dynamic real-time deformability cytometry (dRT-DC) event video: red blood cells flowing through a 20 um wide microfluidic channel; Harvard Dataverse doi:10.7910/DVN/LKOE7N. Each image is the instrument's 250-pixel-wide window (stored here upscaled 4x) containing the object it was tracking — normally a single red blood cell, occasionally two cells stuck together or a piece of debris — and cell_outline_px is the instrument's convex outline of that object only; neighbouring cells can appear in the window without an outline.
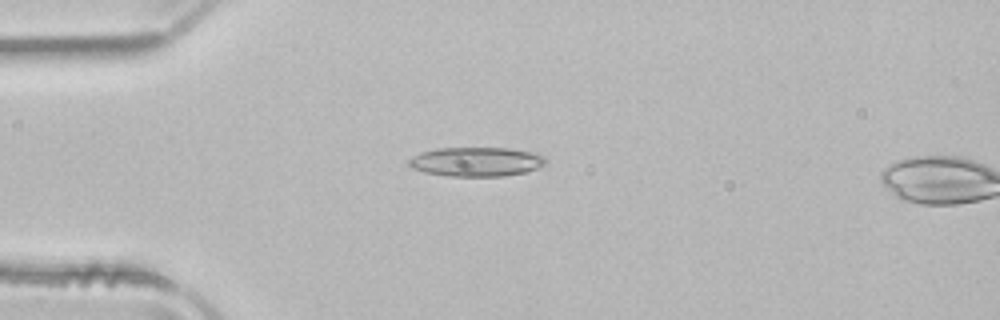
{"species": "common noctule bat (a hibernating species)", "species_latin": "Nyctalus noctula", "temperature_condition": "room temperature", "stored_images_in_passage": 14, "camera_frame_rate_fps": 3000, "um_per_image_px": 0.085, "animal": {"sex": "male", "body_mass_g": 21.5, "forearm_length_mm": 52.0}, "frame": {"image": 1, "passage_image": 12, "time_ms": 3.667, "image_size_px": [1000, 320], "cell_outline_px": [[548, 160], [544, 164], [536, 168], [524, 172], [504, 176], [448, 176], [424, 172], [412, 168], [408, 164], [408, 160], [412, 156], [420, 152], [436, 148], [508, 148], [536, 152], [544, 156]], "centroid_in_image_um": [40.48, 13.74], "position_along_channel_um": 44.5, "area_um2": 23.47}}